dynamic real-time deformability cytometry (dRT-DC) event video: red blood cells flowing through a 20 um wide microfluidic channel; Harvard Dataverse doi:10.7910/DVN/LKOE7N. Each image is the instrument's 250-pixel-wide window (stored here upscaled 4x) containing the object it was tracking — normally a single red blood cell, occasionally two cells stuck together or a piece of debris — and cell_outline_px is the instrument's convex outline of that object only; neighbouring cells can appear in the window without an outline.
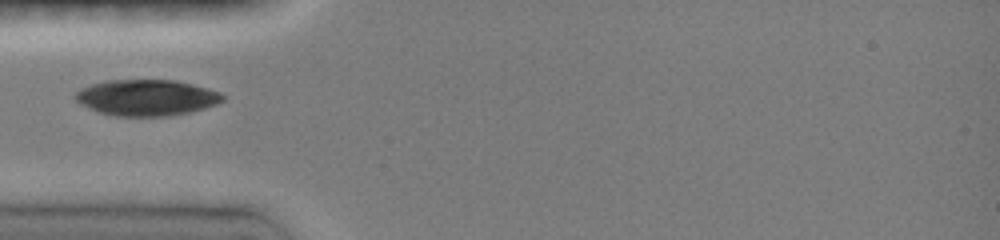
{"species": "common noctule bat (a hibernating species)", "species_latin": "Nyctalus noctula", "temperature_condition": "room temperature", "stored_images_in_passage": 25, "camera_frame_rate_fps": 3000, "um_per_image_px": 0.085, "animal": {"sex": "female", "body_mass_g": 19.0, "forearm_length_mm": 51.5}, "frame": {"image": 1, "passage_image": 1, "time_ms": 0.0, "image_size_px": [1000, 240], "cell_outline_px": [[224, 100], [216, 104], [204, 108], [188, 112], [168, 116], [116, 116], [100, 112], [80, 104], [72, 96], [80, 88], [104, 80], [176, 80], [208, 88], [220, 92], [224, 96]], "centroid_in_image_um": [12.44, 8.29], "position_along_channel_um": 72.6, "area_um2": 30.98}}
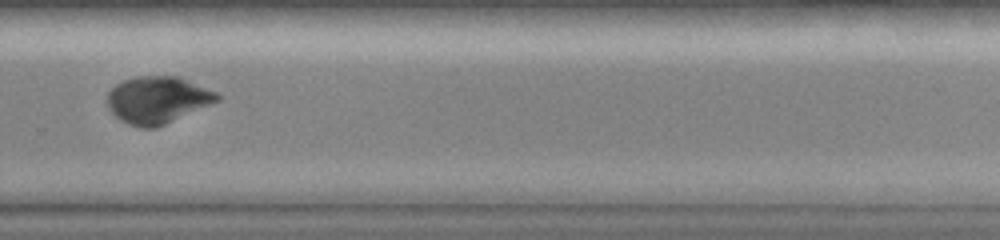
{"frame": {"image": 2, "passage_image": 15, "time_ms": 6.0, "image_size_px": [1000, 240], "cell_outline_px": [[220, 100], [156, 128], [140, 128], [128, 124], [120, 120], [108, 108], [108, 92], [116, 84], [124, 80], [136, 76], [180, 76], [216, 92], [220, 96]], "centroid_in_image_um": [13.38, 8.49], "position_along_channel_um": 316.4, "area_um2": 30.06}}
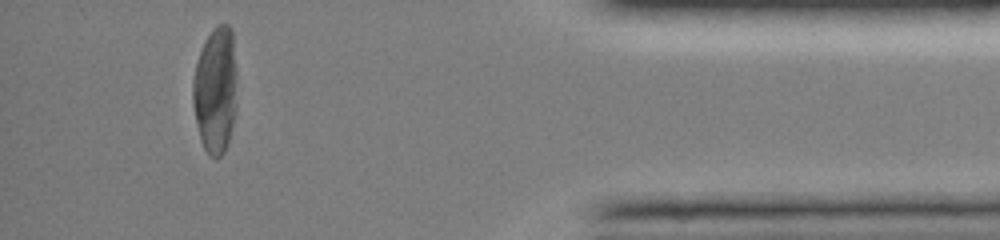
{"frame": {"image": 3, "passage_image": 23, "time_ms": 9.333, "image_size_px": [1000, 240], "cell_outline_px": [[236, 80], [232, 124], [228, 140], [224, 152], [216, 160], [208, 156], [200, 140], [196, 124], [192, 104], [192, 84], [196, 64], [200, 52], [212, 28], [216, 24], [228, 24], [232, 28], [236, 68]], "centroid_in_image_um": [18.29, 7.66], "position_along_channel_um": 416.9, "area_um2": 32.54}}